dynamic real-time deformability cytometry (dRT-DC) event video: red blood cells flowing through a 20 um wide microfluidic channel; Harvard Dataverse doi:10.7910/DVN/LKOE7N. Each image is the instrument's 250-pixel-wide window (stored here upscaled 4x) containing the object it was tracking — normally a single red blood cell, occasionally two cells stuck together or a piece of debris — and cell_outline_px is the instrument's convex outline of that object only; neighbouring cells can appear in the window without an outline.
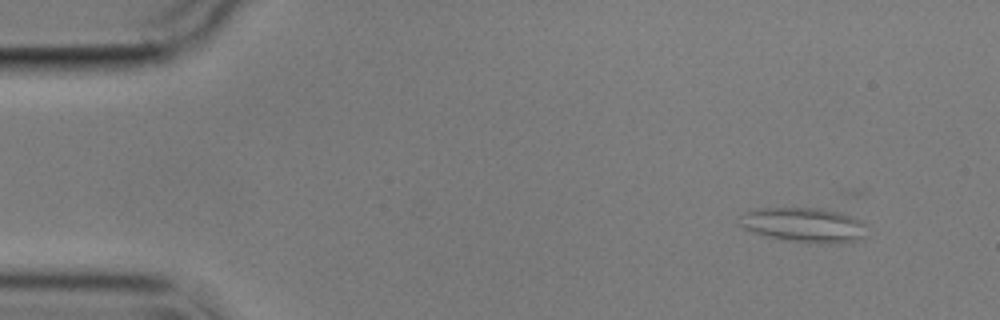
{"species": "common noctule bat (a hibernating species)", "species_latin": "Nyctalus noctula", "temperature_condition": "cold", "stored_images_in_passage": 5, "camera_frame_rate_fps": 3000, "um_per_image_px": 0.085, "animal": {"sex": "male", "body_mass_g": 17.9}, "frame": {"image": 1, "passage_image": 3, "time_ms": 2.0, "image_size_px": [1000, 320], "cell_outline_px": [[864, 240], [840, 244], [816, 244], [788, 240], [768, 236], [744, 228], [736, 224], [744, 212], [756, 208], [820, 208], [852, 216], [864, 220]], "centroid_in_image_um": [68.37, 19.13], "position_along_channel_um": 16.6, "area_um2": 26.01}}